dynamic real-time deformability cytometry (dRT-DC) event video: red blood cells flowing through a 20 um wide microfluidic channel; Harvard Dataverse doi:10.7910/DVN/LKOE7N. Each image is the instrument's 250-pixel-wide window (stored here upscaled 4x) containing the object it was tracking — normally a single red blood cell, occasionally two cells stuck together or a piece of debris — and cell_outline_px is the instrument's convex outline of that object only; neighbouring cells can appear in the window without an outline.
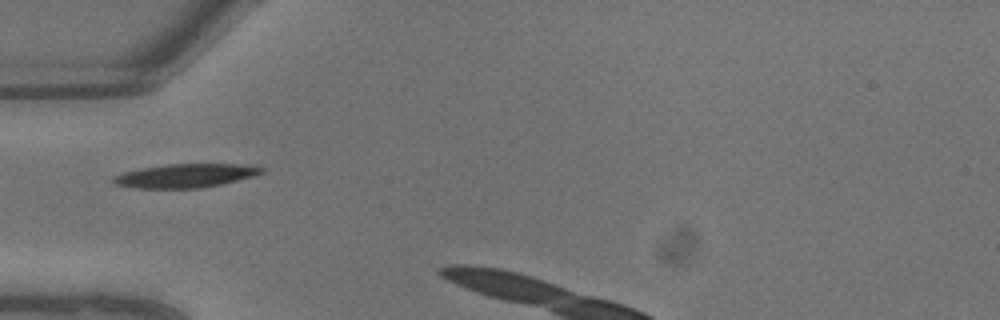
{"species": "common noctule bat (a hibernating species)", "species_latin": "Nyctalus noctula", "temperature_condition": "warm", "stored_images_in_passage": 3, "camera_frame_rate_fps": 3000, "um_per_image_px": 0.085, "animal": {"sex": "male", "body_mass_g": 13.3}, "frame": {"image": 1, "passage_image": 1, "time_ms": 0.0, "image_size_px": [1000, 320], "cell_outline_px": [[264, 172], [252, 176], [204, 188], [136, 188], [112, 184], [112, 176], [124, 172], [140, 168], [168, 164], [260, 164], [264, 168]], "centroid_in_image_um": [15.78, 14.92], "position_along_channel_um": 69.2, "area_um2": 20.69}}
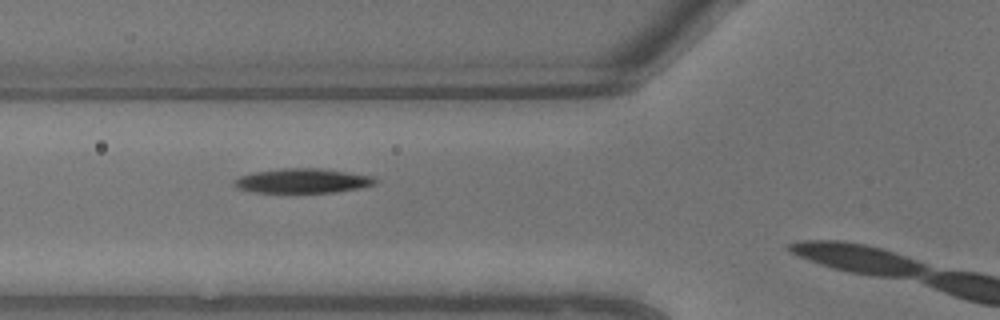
{"frame": {"image": 2, "passage_image": 2, "time_ms": 0.333, "image_size_px": [1000, 320], "cell_outline_px": [[376, 184], [360, 188], [336, 192], [252, 192], [236, 188], [232, 184], [240, 176], [256, 172], [284, 168], [320, 168], [376, 176]], "centroid_in_image_um": [25.76, 15.37], "position_along_channel_um": 100.0, "area_um2": 20.11}}